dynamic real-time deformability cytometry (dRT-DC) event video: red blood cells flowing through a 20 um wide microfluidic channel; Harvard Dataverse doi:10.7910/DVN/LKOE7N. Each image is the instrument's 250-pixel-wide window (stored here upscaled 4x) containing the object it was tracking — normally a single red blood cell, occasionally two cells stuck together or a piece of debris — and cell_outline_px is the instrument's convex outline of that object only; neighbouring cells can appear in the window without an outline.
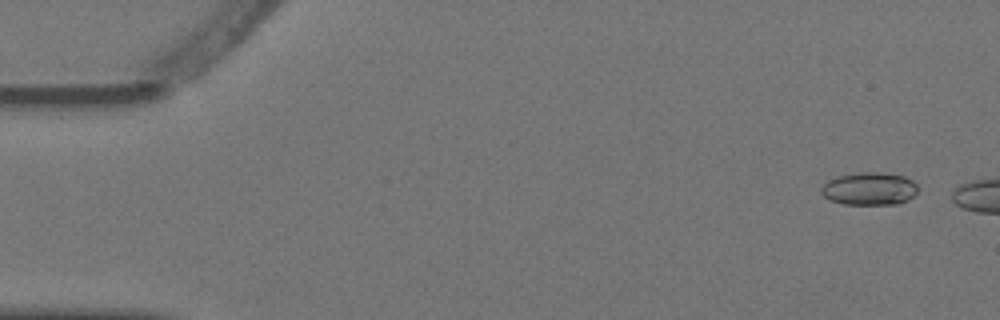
{"species": "Egyptian fruit bat (a non-hibernating species)", "species_latin": "Rousettus aegyptiacus", "temperature_condition": "warm", "stored_images_in_passage": 2, "camera_frame_rate_fps": 3000, "um_per_image_px": 0.085, "animal": {"sex": "female"}, "frame": {"image": 1, "passage_image": 1, "time_ms": 0.0, "image_size_px": [1000, 320], "cell_outline_px": [[916, 192], [908, 200], [896, 204], [844, 204], [828, 200], [820, 192], [820, 188], [828, 180], [836, 176], [860, 172], [888, 172], [904, 176], [912, 180], [916, 184]], "centroid_in_image_um": [73.87, 16.03], "position_along_channel_um": 11.1, "area_um2": 18.61}}